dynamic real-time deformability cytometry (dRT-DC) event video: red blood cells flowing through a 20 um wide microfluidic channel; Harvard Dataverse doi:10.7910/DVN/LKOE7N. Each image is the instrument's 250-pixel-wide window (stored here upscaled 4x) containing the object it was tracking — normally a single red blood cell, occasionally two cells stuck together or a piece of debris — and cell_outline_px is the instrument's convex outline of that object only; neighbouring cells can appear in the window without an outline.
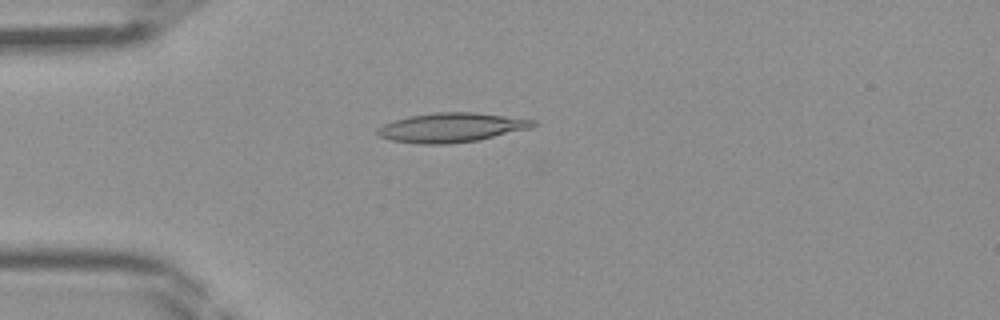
{"species": "Egyptian fruit bat (a non-hibernating species)", "species_latin": "Rousettus aegyptiacus", "temperature_condition": "room temperature", "stored_images_in_passage": 38, "camera_frame_rate_fps": 3000, "um_per_image_px": 0.085, "frame": {"image": 1, "passage_image": 6, "time_ms": 1.667, "image_size_px": [1000, 320], "cell_outline_px": [[536, 124], [532, 128], [476, 140], [448, 144], [420, 144], [392, 140], [380, 136], [376, 132], [376, 128], [392, 120], [408, 116], [436, 112], [476, 112], [536, 120]], "centroid_in_image_um": [38.35, 10.83], "position_along_channel_um": 46.6, "area_um2": 26.59}}
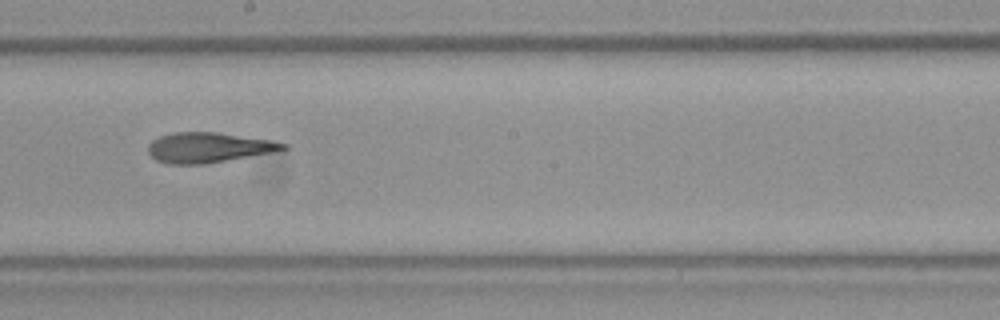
{"frame": {"image": 2, "passage_image": 19, "time_ms": 6.0, "image_size_px": [1000, 320], "cell_outline_px": [[288, 148], [268, 152], [204, 164], [168, 164], [156, 160], [148, 152], [148, 144], [152, 140], [160, 136], [172, 132], [216, 132], [272, 140], [288, 144]], "centroid_in_image_um": [17.66, 12.53], "position_along_channel_um": 230.5, "area_um2": 23.35}}
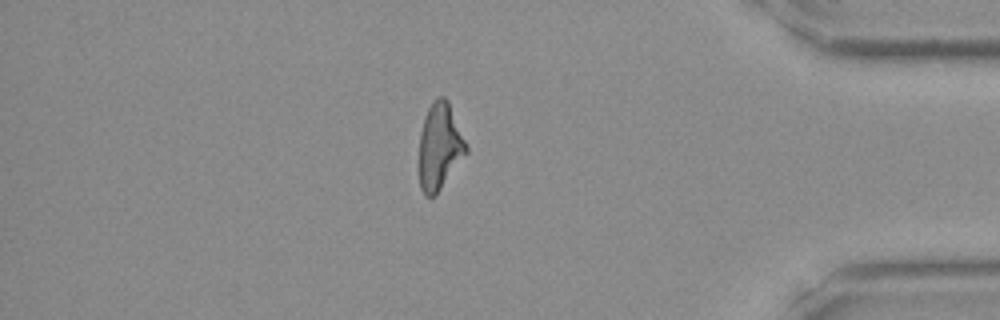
{"frame": {"image": 3, "passage_image": 32, "time_ms": 10.333, "image_size_px": [1000, 320], "cell_outline_px": [[468, 152], [436, 196], [424, 196], [420, 188], [420, 132], [424, 116], [432, 100], [436, 96], [444, 96], [448, 100], [468, 148]], "centroid_in_image_um": [37.37, 12.45], "position_along_channel_um": 397.8, "area_um2": 23.81}}